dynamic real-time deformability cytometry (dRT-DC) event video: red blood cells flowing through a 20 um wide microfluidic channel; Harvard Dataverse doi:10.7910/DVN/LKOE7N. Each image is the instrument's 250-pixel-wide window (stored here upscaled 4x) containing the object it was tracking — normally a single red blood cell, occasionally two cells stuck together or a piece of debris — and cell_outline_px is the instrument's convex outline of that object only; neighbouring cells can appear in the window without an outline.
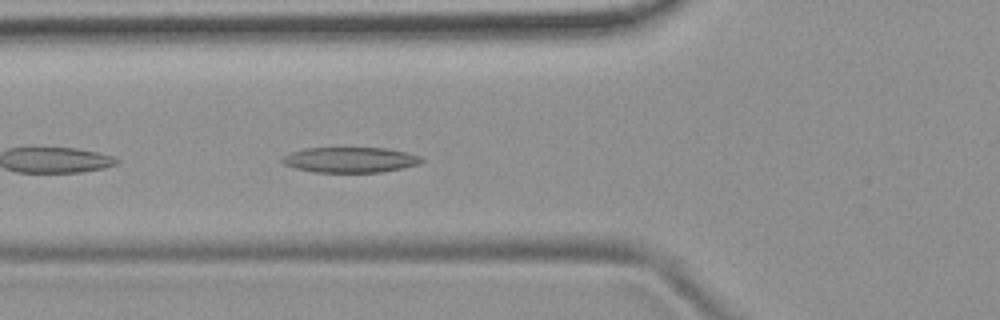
{"species": "common noctule bat (a hibernating species)", "species_latin": "Nyctalus noctula", "temperature_condition": "room temperature", "stored_images_in_passage": 21, "camera_frame_rate_fps": 3000, "um_per_image_px": 0.085, "animal": {"sex": "female", "body_mass_g": 19.9}, "frame": {"image": 1, "passage_image": 4, "time_ms": 1.0, "image_size_px": [1000, 320], "cell_outline_px": [[424, 160], [420, 164], [380, 172], [312, 172], [296, 168], [284, 164], [280, 160], [284, 156], [292, 152], [304, 148], [384, 148], [408, 152], [420, 156]], "centroid_in_image_um": [29.77, 13.58], "position_along_channel_um": 96.0, "area_um2": 20.52}}